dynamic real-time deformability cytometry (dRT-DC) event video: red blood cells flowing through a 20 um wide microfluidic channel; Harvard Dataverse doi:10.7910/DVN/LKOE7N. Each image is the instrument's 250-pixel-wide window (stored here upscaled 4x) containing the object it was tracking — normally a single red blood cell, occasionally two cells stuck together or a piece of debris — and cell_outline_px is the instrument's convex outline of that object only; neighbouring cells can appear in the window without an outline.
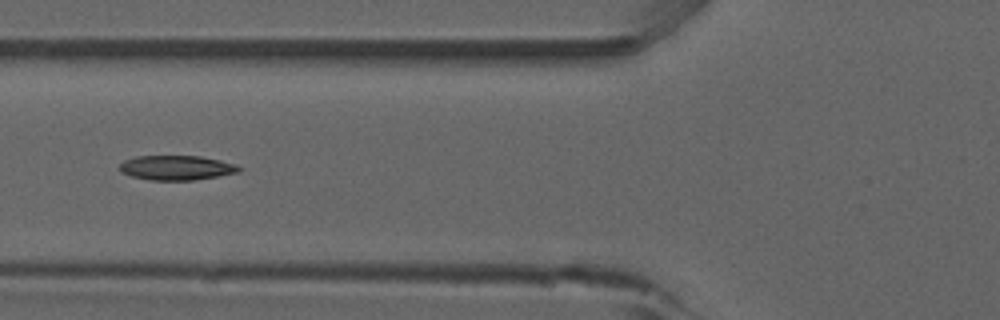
{"species": "common noctule bat (a hibernating species)", "species_latin": "Nyctalus noctula", "temperature_condition": "room temperature", "stored_images_in_passage": 32, "camera_frame_rate_fps": 3000, "um_per_image_px": 0.085, "animal": {"sex": "male", "forearm_length_mm": 52.5}, "frame": {"image": 1, "passage_image": 4, "time_ms": 1.0, "image_size_px": [1000, 320], "cell_outline_px": [[244, 168], [240, 172], [192, 180], [148, 180], [132, 176], [120, 172], [120, 164], [124, 160], [136, 156], [200, 156], [220, 160], [236, 164]], "centroid_in_image_um": [15.02, 14.25], "position_along_channel_um": 110.8, "area_um2": 17.17}, "authors_computed_cell_mechanics": {"area_um2": 17.1666, "velocity_mm_per_s": 3.9038, "shape_relaxation_time_tau1_ms": null, "shape_relaxation_time_tau2_ms": 3.1278, "deformation_change_tau1": null, "deformation_change_tau2": 0.0814}}